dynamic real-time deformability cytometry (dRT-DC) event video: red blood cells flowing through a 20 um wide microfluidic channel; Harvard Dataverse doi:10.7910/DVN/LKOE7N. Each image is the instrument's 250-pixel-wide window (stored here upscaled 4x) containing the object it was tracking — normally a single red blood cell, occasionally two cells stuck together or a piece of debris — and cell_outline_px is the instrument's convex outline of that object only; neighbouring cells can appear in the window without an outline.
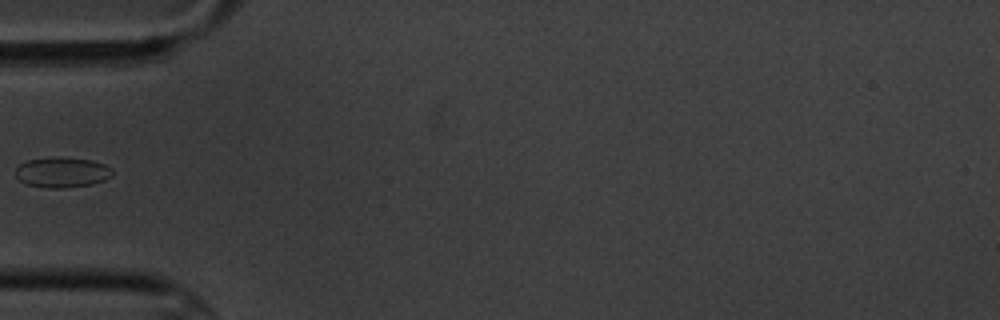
{"species": "common noctule bat (a hibernating species)", "species_latin": "Nyctalus noctula", "temperature_condition": "cold", "stored_images_in_passage": 6, "camera_frame_rate_fps": 3000, "um_per_image_px": 0.085, "animal": {"sex": "male", "body_mass_g": 20.1, "forearm_length_mm": 53.5}, "frame": {"image": 1, "passage_image": 6, "time_ms": 5.667, "image_size_px": [1000, 320], "cell_outline_px": [[116, 172], [112, 176], [104, 180], [92, 184], [64, 188], [48, 188], [28, 184], [20, 180], [16, 176], [16, 168], [20, 164], [28, 160], [48, 156], [60, 156], [92, 160], [104, 164], [112, 168]], "centroid_in_image_um": [5.32, 14.62], "position_along_channel_um": 79.7, "area_um2": 17.4}}